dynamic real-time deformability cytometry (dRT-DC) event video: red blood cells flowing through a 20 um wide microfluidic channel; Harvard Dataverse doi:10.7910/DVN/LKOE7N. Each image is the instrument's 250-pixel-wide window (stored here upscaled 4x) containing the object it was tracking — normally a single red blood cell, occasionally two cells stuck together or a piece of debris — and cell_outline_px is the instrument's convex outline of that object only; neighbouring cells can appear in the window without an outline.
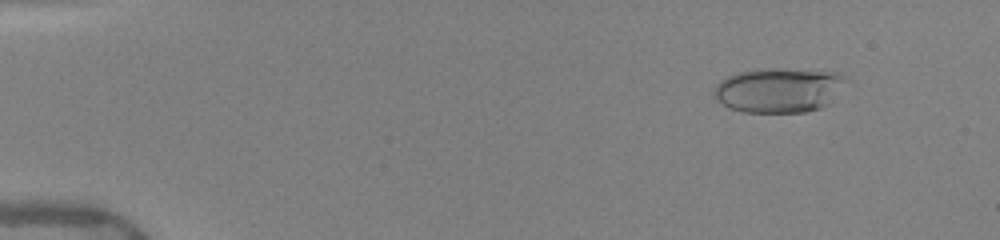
{"species": "human", "species_latin": "Homo sapiens", "temperature_condition": "warm", "stored_images_in_passage": 51, "camera_frame_rate_fps": 3000, "um_per_image_px": 0.085, "donor": {"sex": "female"}, "frame": {"image": 1, "passage_image": 6, "time_ms": 1.667, "image_size_px": [1000, 240], "cell_outline_px": [[844, 80], [828, 104], [820, 108], [808, 112], [744, 112], [728, 108], [716, 100], [712, 96], [712, 92], [716, 84], [720, 80], [736, 72], [760, 68], [784, 68], [840, 72], [844, 76]], "centroid_in_image_um": [66.1, 7.65], "position_along_channel_um": 18.9, "area_um2": 34.56}}
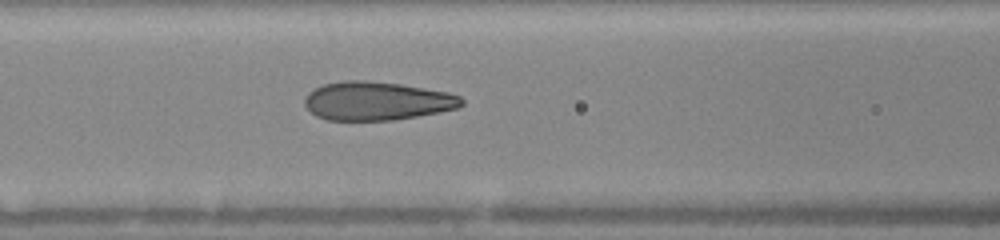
{"frame": {"image": 2, "passage_image": 23, "time_ms": 7.333, "image_size_px": [1000, 240], "cell_outline_px": [[464, 104], [456, 108], [440, 112], [392, 120], [328, 120], [316, 116], [304, 104], [304, 100], [308, 92], [324, 84], [344, 80], [364, 80], [400, 84], [448, 92], [460, 96], [464, 100]], "centroid_in_image_um": [32.04, 8.58], "position_along_channel_um": 134.6, "area_um2": 35.14}}
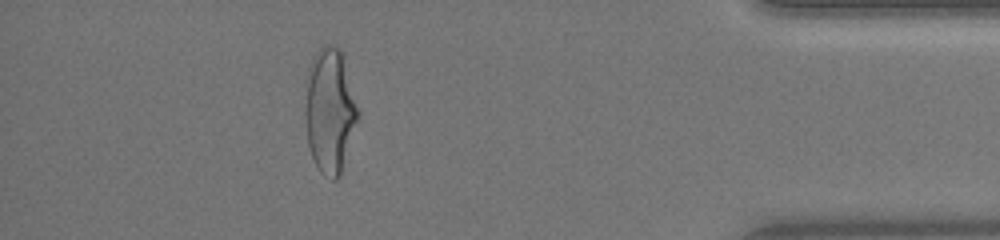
{"frame": {"image": 3, "passage_image": 46, "time_ms": 15.0, "image_size_px": [1000, 240], "cell_outline_px": [[360, 112], [340, 176], [336, 180], [332, 180], [324, 176], [320, 172], [312, 156], [308, 144], [304, 112], [308, 68], [316, 52], [324, 44], [336, 44], [340, 48], [344, 56]], "centroid_in_image_um": [28.05, 9.37], "position_along_channel_um": 407.2, "area_um2": 38.78}, "authors_computed_cell_mechanics": {"area_um2": 35.0268, "velocity_mm_per_s": 4.0564, "shape_relaxation_time_tau1_ms": 6.4207, "shape_relaxation_time_tau2_ms": null, "deformation_change_tau1": 0.2321, "deformation_change_tau2": null}}